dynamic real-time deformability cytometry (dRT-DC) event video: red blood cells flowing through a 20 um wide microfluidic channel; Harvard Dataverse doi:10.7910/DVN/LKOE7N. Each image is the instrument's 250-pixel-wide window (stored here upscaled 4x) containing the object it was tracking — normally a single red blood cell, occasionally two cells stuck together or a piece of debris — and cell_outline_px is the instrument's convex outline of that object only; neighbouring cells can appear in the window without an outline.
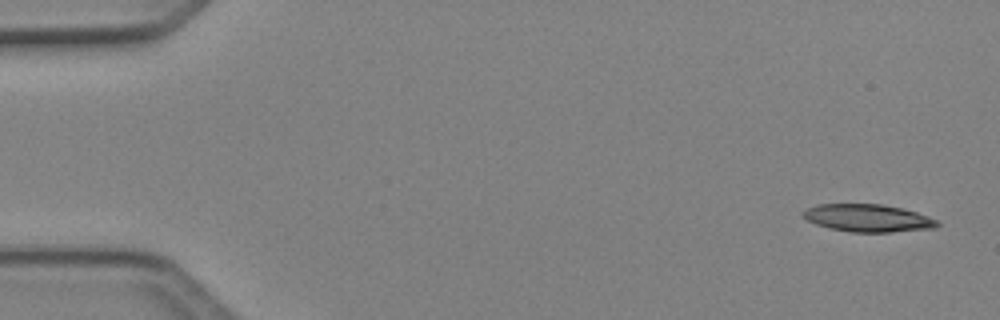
{"species": "Egyptian fruit bat (a non-hibernating species)", "species_latin": "Rousettus aegyptiacus", "temperature_condition": "cold", "stored_images_in_passage": 4, "camera_frame_rate_fps": 3000, "um_per_image_px": 0.085, "animal": {"sex": "female"}, "frame": {"image": 1, "passage_image": 1, "time_ms": 0.0, "image_size_px": [1000, 320], "cell_outline_px": [[940, 224], [936, 228], [892, 232], [848, 232], [828, 228], [816, 224], [800, 216], [800, 212], [816, 204], [880, 204], [900, 208], [916, 212], [928, 216], [936, 220]], "centroid_in_image_um": [73.73, 18.54], "position_along_channel_um": 11.3, "area_um2": 21.68}}